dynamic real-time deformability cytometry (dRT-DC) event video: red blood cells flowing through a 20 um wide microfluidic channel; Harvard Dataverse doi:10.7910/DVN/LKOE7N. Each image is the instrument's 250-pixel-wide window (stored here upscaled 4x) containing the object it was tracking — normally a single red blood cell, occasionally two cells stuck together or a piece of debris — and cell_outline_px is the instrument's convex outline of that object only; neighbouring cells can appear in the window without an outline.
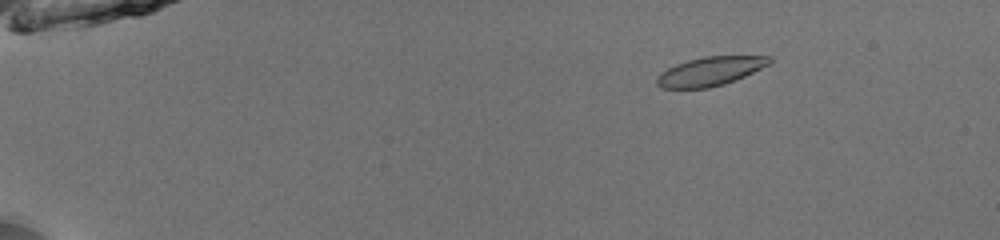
{"species": "common noctule bat (a hibernating species)", "species_latin": "Nyctalus noctula", "temperature_condition": "room temperature", "stored_images_in_passage": 53, "camera_frame_rate_fps": 3000, "um_per_image_px": 0.085, "animal": {"sex": "male", "body_mass_g": 13.0, "forearm_length_mm": 53.1}, "frame": {"image": 1, "passage_image": 9, "time_ms": 2.667, "image_size_px": [1000, 240], "cell_outline_px": [[772, 60], [768, 64], [744, 76], [724, 84], [708, 88], [660, 88], [656, 84], [656, 76], [668, 68], [676, 64], [688, 60], [704, 56], [772, 56]], "centroid_in_image_um": [60.32, 6.06], "position_along_channel_um": 24.7, "area_um2": 18.79}}
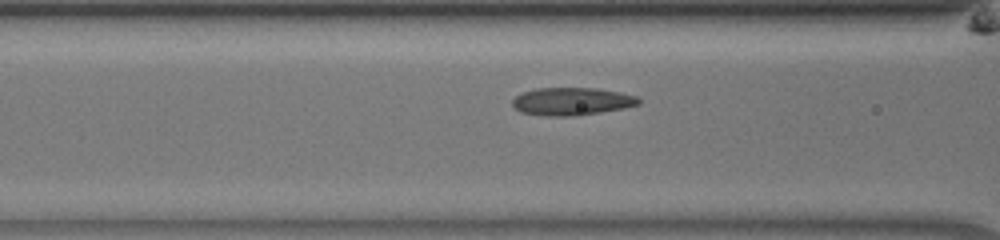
{"frame": {"image": 2, "passage_image": 24, "time_ms": 7.667, "image_size_px": [1000, 240], "cell_outline_px": [[640, 104], [624, 108], [576, 116], [544, 116], [520, 112], [512, 104], [512, 100], [516, 96], [524, 92], [536, 88], [596, 88], [620, 92], [636, 96], [640, 100]], "centroid_in_image_um": [48.6, 8.62], "position_along_channel_um": 118.0, "area_um2": 20.4}}
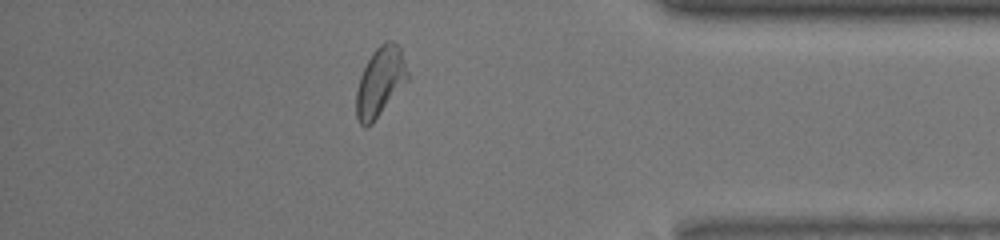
{"frame": {"image": 3, "passage_image": 47, "time_ms": 15.333, "image_size_px": [1000, 240], "cell_outline_px": [[408, 80], [372, 124], [364, 128], [360, 124], [356, 116], [356, 92], [360, 76], [372, 52], [384, 40], [392, 40], [400, 48], [408, 72]], "centroid_in_image_um": [32.3, 6.96], "position_along_channel_um": 402.9, "area_um2": 20.63}, "authors_computed_cell_mechanics": {"area_um2": 19.7676, "velocity_mm_per_s": 3.9686, "shape_relaxation_time_tau1_ms": 5.8624, "shape_relaxation_time_tau2_ms": 1.3628, "deformation_change_tau1": 0.1673, "deformation_change_tau2": 0.0619}}